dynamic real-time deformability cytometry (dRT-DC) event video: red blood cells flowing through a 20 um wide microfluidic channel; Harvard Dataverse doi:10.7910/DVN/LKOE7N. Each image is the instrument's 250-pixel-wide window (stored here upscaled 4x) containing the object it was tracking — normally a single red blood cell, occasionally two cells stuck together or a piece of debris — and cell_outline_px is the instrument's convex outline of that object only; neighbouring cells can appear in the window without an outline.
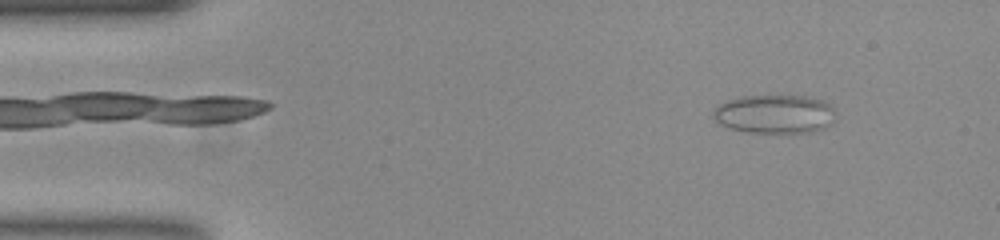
{"species": "common noctule bat (a hibernating species)", "species_latin": "Nyctalus noctula", "temperature_condition": "room temperature", "stored_images_in_passage": 53, "camera_frame_rate_fps": 3000, "um_per_image_px": 0.085, "animal": {"sex": "female", "body_mass_g": 23.0, "forearm_length_mm": 53.4}, "frame": {"image": 1, "passage_image": 5, "time_ms": 1.333, "image_size_px": [1000, 240], "cell_outline_px": [[836, 120], [824, 128], [812, 132], [748, 132], [732, 128], [720, 124], [712, 116], [712, 108], [716, 104], [728, 100], [744, 96], [804, 96], [820, 100], [828, 104], [836, 112]], "centroid_in_image_um": [65.83, 9.69], "position_along_channel_um": 19.2, "area_um2": 27.63}}
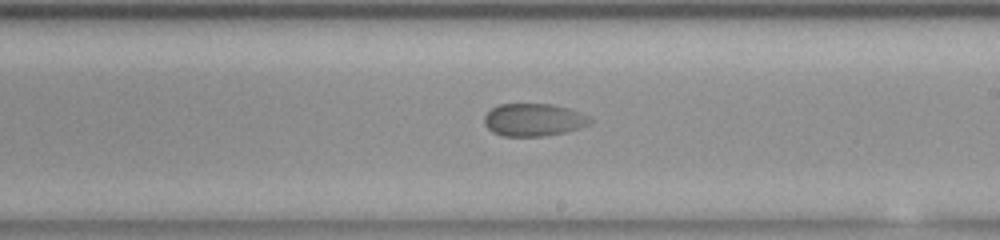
{"frame": {"image": 2, "passage_image": 30, "time_ms": 9.667, "image_size_px": [1000, 240], "cell_outline_px": [[592, 124], [568, 132], [544, 136], [500, 136], [492, 132], [484, 124], [484, 116], [492, 108], [500, 104], [548, 104], [568, 108], [588, 116], [592, 120]], "centroid_in_image_um": [45.36, 10.2], "position_along_channel_um": 243.6, "area_um2": 20.23}}
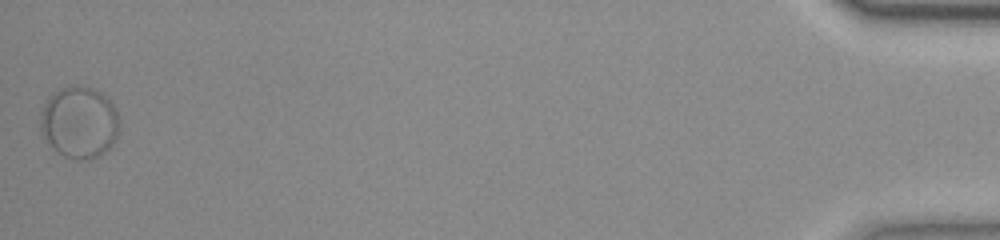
{"frame": {"image": 3, "passage_image": 53, "time_ms": 17.333, "image_size_px": [1000, 240], "cell_outline_px": [[116, 136], [112, 144], [100, 156], [88, 160], [80, 160], [64, 156], [56, 152], [52, 148], [40, 128], [40, 112], [48, 96], [64, 88], [92, 88], [100, 92], [112, 104], [116, 112]], "centroid_in_image_um": [6.69, 10.45], "position_along_channel_um": 428.5, "area_um2": 32.19}}